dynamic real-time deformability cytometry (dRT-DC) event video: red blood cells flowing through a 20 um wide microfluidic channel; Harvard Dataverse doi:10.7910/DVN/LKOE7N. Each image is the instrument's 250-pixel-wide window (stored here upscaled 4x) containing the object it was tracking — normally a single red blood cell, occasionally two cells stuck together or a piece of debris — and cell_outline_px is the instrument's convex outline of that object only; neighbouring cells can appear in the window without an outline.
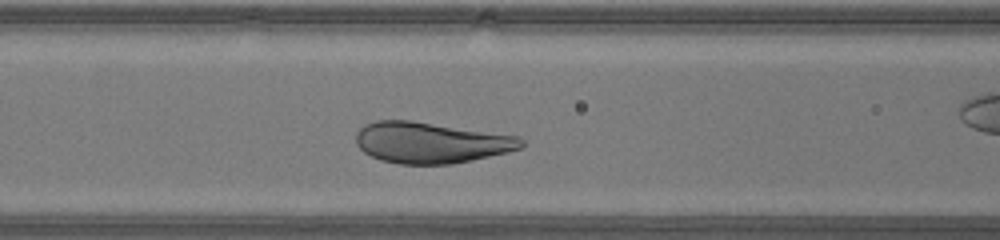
{"species": "human", "species_latin": "Homo sapiens", "temperature_condition": "warm", "stored_images_in_passage": 26, "camera_frame_rate_fps": 3000, "um_per_image_px": 0.085, "donor": {"sex": "male"}, "frame": {"image": 1, "passage_image": 8, "time_ms": 2.333, "image_size_px": [1000, 240], "cell_outline_px": [[524, 148], [508, 152], [452, 164], [400, 164], [380, 160], [364, 152], [356, 144], [356, 132], [364, 124], [376, 120], [412, 120], [520, 136], [524, 140]], "centroid_in_image_um": [36.64, 12.11], "position_along_channel_um": 130.0, "area_um2": 39.82}}
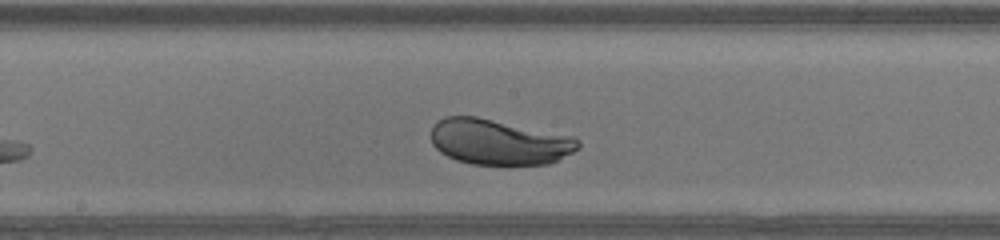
{"frame": {"image": 2, "passage_image": 13, "time_ms": 4.0, "image_size_px": [1000, 240], "cell_outline_px": [[580, 148], [548, 164], [472, 164], [456, 160], [440, 152], [432, 144], [432, 124], [436, 120], [444, 116], [476, 116], [576, 136], [580, 140]], "centroid_in_image_um": [42.41, 12.05], "position_along_channel_um": 205.8, "area_um2": 39.25}}
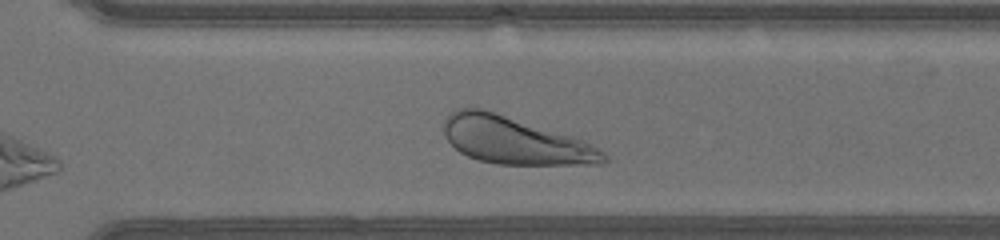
{"frame": {"image": 3, "passage_image": 21, "time_ms": 6.667, "image_size_px": [1000, 240], "cell_outline_px": [[608, 160], [604, 164], [496, 164], [480, 160], [468, 156], [460, 152], [448, 140], [444, 132], [444, 120], [456, 108], [480, 108], [572, 136], [584, 140], [600, 148], [608, 156]], "centroid_in_image_um": [43.8, 11.96], "position_along_channel_um": 326.8, "area_um2": 43.47}}